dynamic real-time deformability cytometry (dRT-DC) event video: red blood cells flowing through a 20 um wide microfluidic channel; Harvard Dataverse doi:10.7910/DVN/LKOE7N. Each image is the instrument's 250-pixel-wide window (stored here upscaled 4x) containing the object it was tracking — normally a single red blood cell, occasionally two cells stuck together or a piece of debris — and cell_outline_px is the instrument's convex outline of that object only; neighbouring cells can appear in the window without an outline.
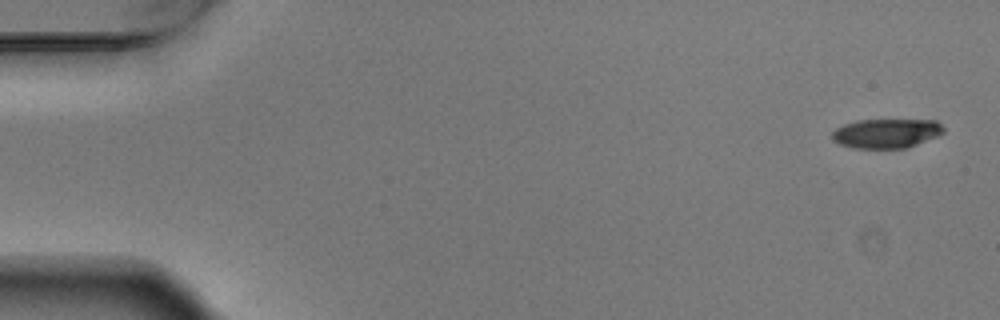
{"species": "Egyptian fruit bat (a non-hibernating species)", "species_latin": "Rousettus aegyptiacus", "temperature_condition": "warm", "stored_images_in_passage": 5, "camera_frame_rate_fps": 3000, "um_per_image_px": 0.085, "animal": {"sex": "male"}, "frame": {"image": 1, "passage_image": 1, "time_ms": 0.0, "image_size_px": [1000, 320], "cell_outline_px": [[944, 132], [936, 136], [908, 148], [856, 148], [840, 144], [832, 140], [832, 132], [836, 128], [844, 124], [856, 120], [936, 120], [944, 128]], "centroid_in_image_um": [75.33, 11.33], "position_along_channel_um": 9.7, "area_um2": 19.02}}
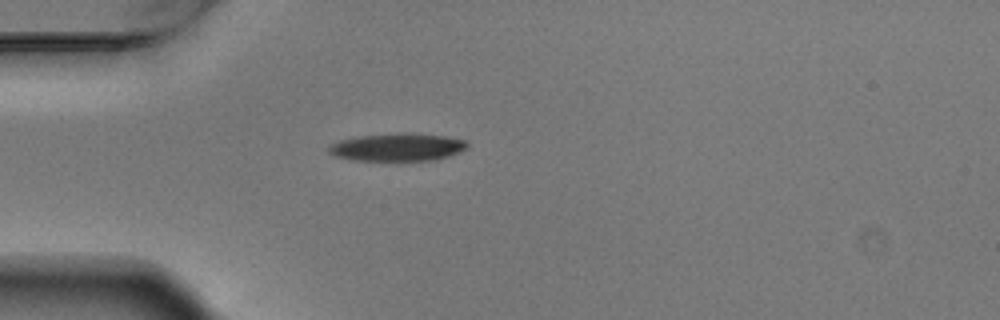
{"frame": {"image": 2, "passage_image": 4, "time_ms": 1.0, "image_size_px": [1000, 320], "cell_outline_px": [[468, 148], [452, 156], [436, 160], [352, 160], [336, 156], [328, 152], [328, 144], [340, 140], [360, 136], [400, 132], [404, 132], [448, 136], [464, 140], [468, 144]], "centroid_in_image_um": [33.81, 12.5], "position_along_channel_um": 51.2, "area_um2": 22.66}}